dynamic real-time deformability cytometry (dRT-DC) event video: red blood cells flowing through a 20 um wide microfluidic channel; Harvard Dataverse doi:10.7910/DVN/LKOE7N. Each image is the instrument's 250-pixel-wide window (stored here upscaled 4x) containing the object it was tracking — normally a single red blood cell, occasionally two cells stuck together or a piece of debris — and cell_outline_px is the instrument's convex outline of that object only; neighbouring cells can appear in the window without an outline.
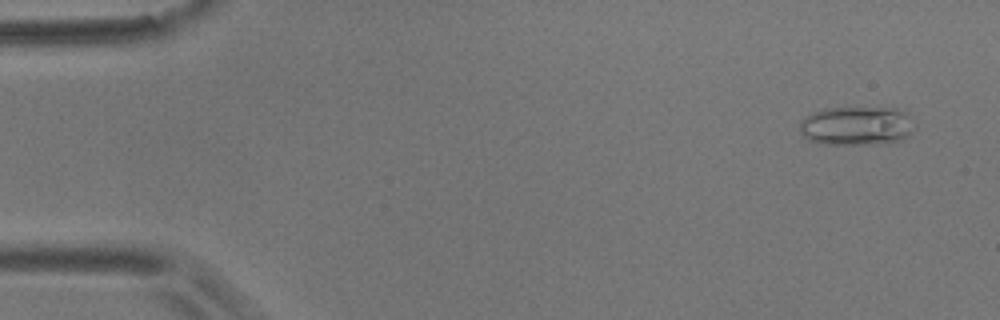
{"species": "common noctule bat (a hibernating species)", "species_latin": "Nyctalus noctula", "temperature_condition": "room temperature", "stored_images_in_passage": 4, "camera_frame_rate_fps": 3000, "um_per_image_px": 0.085, "animal": {"sex": "male", "body_mass_g": 17.9}, "frame": {"image": 1, "passage_image": 1, "time_ms": 0.0, "image_size_px": [1000, 320], "cell_outline_px": [[916, 128], [908, 136], [900, 140], [888, 144], [816, 144], [808, 140], [800, 132], [800, 120], [804, 116], [812, 112], [824, 108], [896, 108], [908, 112], [916, 124]], "centroid_in_image_um": [72.84, 10.7], "position_along_channel_um": 12.2, "area_um2": 26.82}}